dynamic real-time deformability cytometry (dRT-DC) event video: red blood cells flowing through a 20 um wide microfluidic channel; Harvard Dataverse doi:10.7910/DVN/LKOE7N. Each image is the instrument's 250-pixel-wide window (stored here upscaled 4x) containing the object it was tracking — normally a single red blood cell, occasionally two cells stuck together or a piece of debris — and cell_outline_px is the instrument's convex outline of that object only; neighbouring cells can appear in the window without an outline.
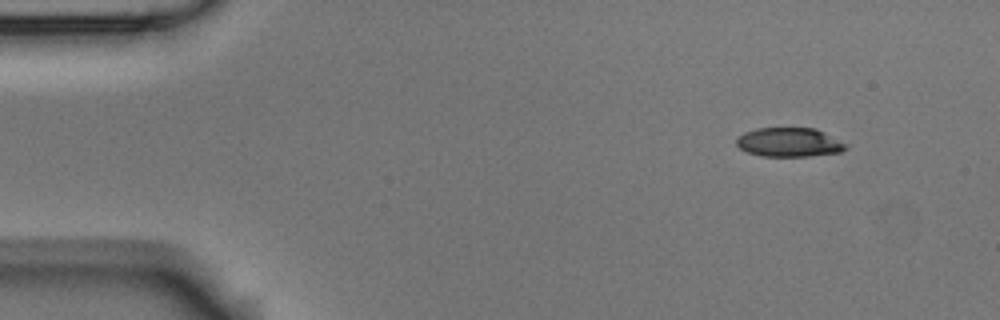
{"species": "Egyptian fruit bat (a non-hibernating species)", "species_latin": "Rousettus aegyptiacus", "temperature_condition": "room temperature", "stored_images_in_passage": 4, "camera_frame_rate_fps": 3000, "um_per_image_px": 0.085, "animal": {"sex": "male"}, "frame": {"image": 1, "passage_image": 1, "time_ms": 0.0, "image_size_px": [1000, 320], "cell_outline_px": [[848, 148], [840, 152], [808, 156], [760, 156], [748, 152], [740, 148], [736, 144], [736, 140], [744, 132], [756, 128], [816, 128], [848, 144]], "centroid_in_image_um": [67.1, 12.09], "position_along_channel_um": 17.9, "area_um2": 18.55}}
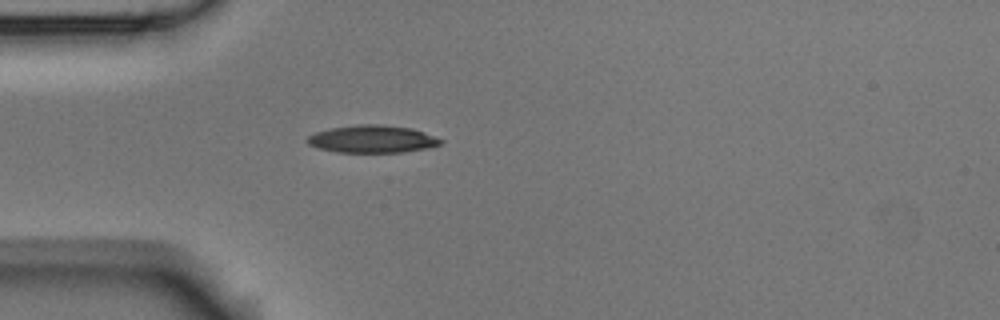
{"frame": {"image": 2, "passage_image": 4, "time_ms": 3.333, "image_size_px": [1000, 320], "cell_outline_px": [[444, 140], [440, 144], [428, 148], [404, 152], [336, 152], [316, 148], [308, 144], [304, 140], [308, 136], [316, 132], [332, 128], [360, 124], [376, 124], [412, 128], [424, 132]], "centroid_in_image_um": [31.62, 11.82], "position_along_channel_um": 53.4, "area_um2": 21.39}}